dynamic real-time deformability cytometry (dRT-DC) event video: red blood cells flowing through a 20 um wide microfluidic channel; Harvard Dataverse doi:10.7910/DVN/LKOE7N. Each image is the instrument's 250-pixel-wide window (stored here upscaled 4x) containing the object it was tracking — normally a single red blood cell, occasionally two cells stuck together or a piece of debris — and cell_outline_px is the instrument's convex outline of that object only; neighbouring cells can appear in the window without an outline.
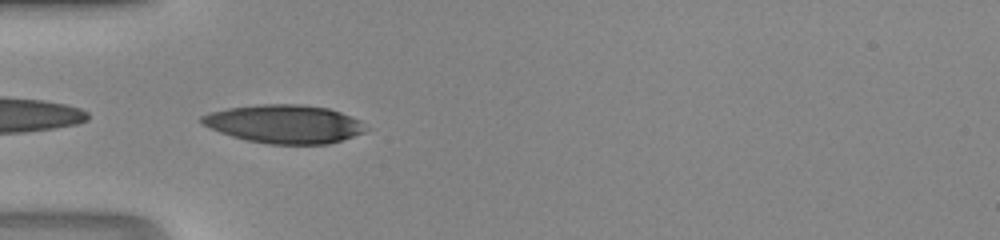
{"species": "human", "species_latin": "Homo sapiens", "temperature_condition": "room temperature", "stored_images_in_passage": 33, "camera_frame_rate_fps": 3000, "um_per_image_px": 0.085, "donor": {"sex": "male"}, "frame": {"image": 1, "passage_image": 1, "time_ms": 0.0, "image_size_px": [1000, 240], "cell_outline_px": [[372, 128], [364, 132], [328, 144], [268, 144], [248, 140], [232, 136], [220, 132], [204, 124], [200, 120], [200, 116], [212, 112], [228, 108], [264, 104], [300, 104], [328, 108], [340, 112], [360, 120]], "centroid_in_image_um": [24.23, 10.54], "position_along_channel_um": 60.8, "area_um2": 36.53}}
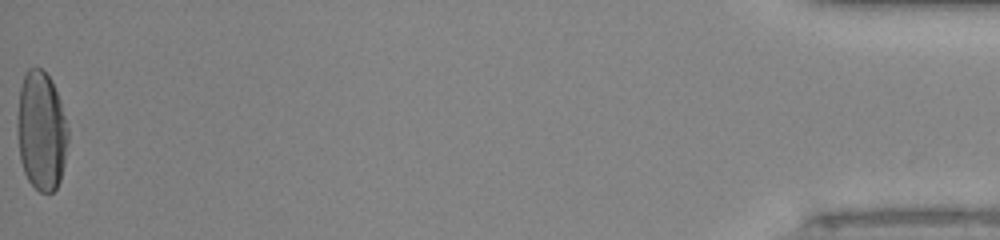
{"frame": {"image": 2, "passage_image": 33, "time_ms": 10.667, "image_size_px": [1000, 240], "cell_outline_px": [[68, 140], [64, 164], [60, 180], [56, 188], [52, 192], [40, 192], [28, 180], [24, 172], [20, 160], [20, 88], [24, 76], [28, 68], [40, 68], [48, 76], [60, 100], [68, 128]], "centroid_in_image_um": [3.56, 11.17], "position_along_channel_um": 431.6, "area_um2": 34.1}}